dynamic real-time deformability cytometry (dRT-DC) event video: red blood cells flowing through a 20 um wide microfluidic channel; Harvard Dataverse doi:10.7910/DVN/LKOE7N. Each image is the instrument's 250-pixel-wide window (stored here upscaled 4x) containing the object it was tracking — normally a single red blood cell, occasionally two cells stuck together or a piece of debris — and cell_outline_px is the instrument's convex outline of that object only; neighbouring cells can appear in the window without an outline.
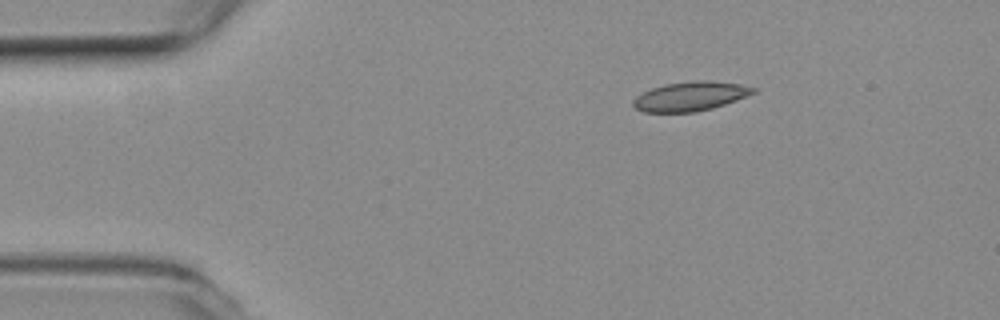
{"species": "common noctule bat (a hibernating species)", "species_latin": "Nyctalus noctula", "temperature_condition": "room temperature", "stored_images_in_passage": 3, "camera_frame_rate_fps": 3000, "um_per_image_px": 0.085, "animal": {"sex": "female", "body_mass_g": 19.3, "forearm_length_mm": 54.1}, "frame": {"image": 1, "passage_image": 1, "time_ms": 0.0, "image_size_px": [1000, 320], "cell_outline_px": [[756, 92], [736, 100], [712, 108], [692, 112], [644, 112], [636, 108], [632, 104], [632, 100], [636, 96], [652, 88], [664, 84], [692, 80], [712, 80], [740, 84], [756, 88]], "centroid_in_image_um": [58.67, 8.17], "position_along_channel_um": 26.3, "area_um2": 20.46}}